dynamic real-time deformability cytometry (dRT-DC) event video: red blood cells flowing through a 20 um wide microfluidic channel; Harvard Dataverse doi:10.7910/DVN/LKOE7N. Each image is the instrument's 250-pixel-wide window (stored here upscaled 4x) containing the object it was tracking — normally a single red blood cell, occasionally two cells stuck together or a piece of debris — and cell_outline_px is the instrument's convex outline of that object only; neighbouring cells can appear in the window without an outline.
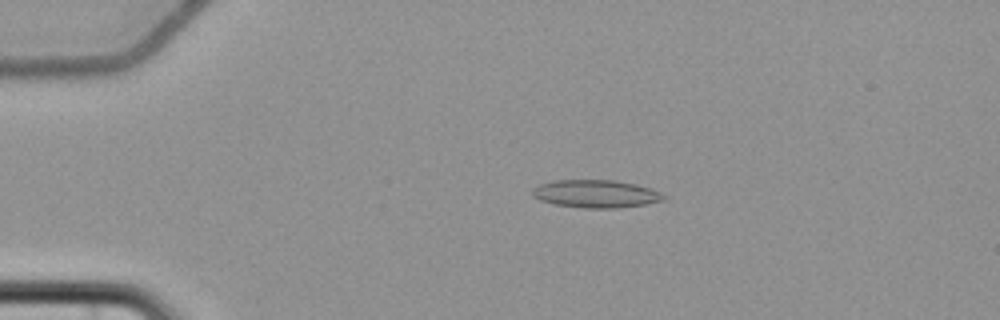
{"species": "common noctule bat (a hibernating species)", "species_latin": "Nyctalus noctula", "temperature_condition": "cold", "stored_images_in_passage": 5, "camera_frame_rate_fps": 3000, "um_per_image_px": 0.085, "animal": {"sex": "female", "body_mass_g": 22.7, "forearm_length_mm": 54.2}, "frame": {"image": 1, "passage_image": 4, "time_ms": 3.667, "image_size_px": [1000, 320], "cell_outline_px": [[668, 196], [664, 200], [644, 204], [620, 208], [584, 208], [552, 204], [540, 200], [532, 196], [532, 188], [540, 184], [556, 180], [616, 180], [636, 184], [652, 188]], "centroid_in_image_um": [50.66, 16.47], "position_along_channel_um": 34.3, "area_um2": 21.5}}